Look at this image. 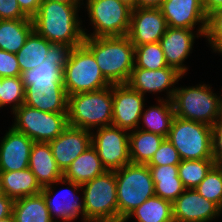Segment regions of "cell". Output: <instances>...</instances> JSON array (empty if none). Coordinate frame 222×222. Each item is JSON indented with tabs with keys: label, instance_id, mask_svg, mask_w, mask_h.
<instances>
[{
	"label": "cell",
	"instance_id": "cell-1",
	"mask_svg": "<svg viewBox=\"0 0 222 222\" xmlns=\"http://www.w3.org/2000/svg\"><path fill=\"white\" fill-rule=\"evenodd\" d=\"M81 4L42 1L32 18L34 30L52 44L71 46L83 44L85 29L80 27L78 8Z\"/></svg>",
	"mask_w": 222,
	"mask_h": 222
},
{
	"label": "cell",
	"instance_id": "cell-2",
	"mask_svg": "<svg viewBox=\"0 0 222 222\" xmlns=\"http://www.w3.org/2000/svg\"><path fill=\"white\" fill-rule=\"evenodd\" d=\"M104 78L111 84H127L134 68L135 46L127 36L84 37Z\"/></svg>",
	"mask_w": 222,
	"mask_h": 222
},
{
	"label": "cell",
	"instance_id": "cell-3",
	"mask_svg": "<svg viewBox=\"0 0 222 222\" xmlns=\"http://www.w3.org/2000/svg\"><path fill=\"white\" fill-rule=\"evenodd\" d=\"M112 85L68 96V125L91 131L112 125Z\"/></svg>",
	"mask_w": 222,
	"mask_h": 222
},
{
	"label": "cell",
	"instance_id": "cell-4",
	"mask_svg": "<svg viewBox=\"0 0 222 222\" xmlns=\"http://www.w3.org/2000/svg\"><path fill=\"white\" fill-rule=\"evenodd\" d=\"M115 176L118 222H123L133 210L155 195L154 183L147 164H126L115 170Z\"/></svg>",
	"mask_w": 222,
	"mask_h": 222
},
{
	"label": "cell",
	"instance_id": "cell-5",
	"mask_svg": "<svg viewBox=\"0 0 222 222\" xmlns=\"http://www.w3.org/2000/svg\"><path fill=\"white\" fill-rule=\"evenodd\" d=\"M84 202V222H118V202L115 171L81 185Z\"/></svg>",
	"mask_w": 222,
	"mask_h": 222
},
{
	"label": "cell",
	"instance_id": "cell-6",
	"mask_svg": "<svg viewBox=\"0 0 222 222\" xmlns=\"http://www.w3.org/2000/svg\"><path fill=\"white\" fill-rule=\"evenodd\" d=\"M62 73L68 96L111 86L101 73L93 53L84 44L71 49Z\"/></svg>",
	"mask_w": 222,
	"mask_h": 222
},
{
	"label": "cell",
	"instance_id": "cell-7",
	"mask_svg": "<svg viewBox=\"0 0 222 222\" xmlns=\"http://www.w3.org/2000/svg\"><path fill=\"white\" fill-rule=\"evenodd\" d=\"M175 116L213 126L221 115L220 97L210 86L178 87L171 99Z\"/></svg>",
	"mask_w": 222,
	"mask_h": 222
},
{
	"label": "cell",
	"instance_id": "cell-8",
	"mask_svg": "<svg viewBox=\"0 0 222 222\" xmlns=\"http://www.w3.org/2000/svg\"><path fill=\"white\" fill-rule=\"evenodd\" d=\"M166 139L181 160L213 159L212 127L207 124L175 116Z\"/></svg>",
	"mask_w": 222,
	"mask_h": 222
},
{
	"label": "cell",
	"instance_id": "cell-9",
	"mask_svg": "<svg viewBox=\"0 0 222 222\" xmlns=\"http://www.w3.org/2000/svg\"><path fill=\"white\" fill-rule=\"evenodd\" d=\"M12 112V128L34 142L49 143L69 126L67 113L43 112L25 104Z\"/></svg>",
	"mask_w": 222,
	"mask_h": 222
},
{
	"label": "cell",
	"instance_id": "cell-10",
	"mask_svg": "<svg viewBox=\"0 0 222 222\" xmlns=\"http://www.w3.org/2000/svg\"><path fill=\"white\" fill-rule=\"evenodd\" d=\"M93 28L87 37L127 36L132 9L118 0H86Z\"/></svg>",
	"mask_w": 222,
	"mask_h": 222
},
{
	"label": "cell",
	"instance_id": "cell-11",
	"mask_svg": "<svg viewBox=\"0 0 222 222\" xmlns=\"http://www.w3.org/2000/svg\"><path fill=\"white\" fill-rule=\"evenodd\" d=\"M91 143L107 171L131 163L127 130L113 125L97 128L96 133L91 132Z\"/></svg>",
	"mask_w": 222,
	"mask_h": 222
},
{
	"label": "cell",
	"instance_id": "cell-12",
	"mask_svg": "<svg viewBox=\"0 0 222 222\" xmlns=\"http://www.w3.org/2000/svg\"><path fill=\"white\" fill-rule=\"evenodd\" d=\"M112 96V125L128 132L139 128L145 97L128 84H113Z\"/></svg>",
	"mask_w": 222,
	"mask_h": 222
},
{
	"label": "cell",
	"instance_id": "cell-13",
	"mask_svg": "<svg viewBox=\"0 0 222 222\" xmlns=\"http://www.w3.org/2000/svg\"><path fill=\"white\" fill-rule=\"evenodd\" d=\"M71 49V46L52 44L40 66L21 73L24 88L29 85H63L62 72Z\"/></svg>",
	"mask_w": 222,
	"mask_h": 222
},
{
	"label": "cell",
	"instance_id": "cell-14",
	"mask_svg": "<svg viewBox=\"0 0 222 222\" xmlns=\"http://www.w3.org/2000/svg\"><path fill=\"white\" fill-rule=\"evenodd\" d=\"M167 27L160 8L133 9L127 37L134 46L160 42Z\"/></svg>",
	"mask_w": 222,
	"mask_h": 222
},
{
	"label": "cell",
	"instance_id": "cell-15",
	"mask_svg": "<svg viewBox=\"0 0 222 222\" xmlns=\"http://www.w3.org/2000/svg\"><path fill=\"white\" fill-rule=\"evenodd\" d=\"M222 214V209L195 189H186L173 203L174 222H209Z\"/></svg>",
	"mask_w": 222,
	"mask_h": 222
},
{
	"label": "cell",
	"instance_id": "cell-16",
	"mask_svg": "<svg viewBox=\"0 0 222 222\" xmlns=\"http://www.w3.org/2000/svg\"><path fill=\"white\" fill-rule=\"evenodd\" d=\"M59 183L68 184L70 189H65L59 191L57 194L53 195V186L54 184L48 185L42 188L41 194L43 195L46 206L48 208L50 217L56 221V219H62V222H71L78 218L79 215H82L84 221V202L83 196L82 199H79L78 196L74 194V191H79L81 189V184L74 183L65 178H61ZM63 193H66L65 195ZM61 194V195H60ZM61 196V200L58 199ZM66 195H68L66 197ZM68 199V200H67ZM78 200H81L80 202ZM56 216L57 218H55Z\"/></svg>",
	"mask_w": 222,
	"mask_h": 222
},
{
	"label": "cell",
	"instance_id": "cell-17",
	"mask_svg": "<svg viewBox=\"0 0 222 222\" xmlns=\"http://www.w3.org/2000/svg\"><path fill=\"white\" fill-rule=\"evenodd\" d=\"M160 10L168 27L193 29L201 23L198 33L206 32L207 14L201 0H165Z\"/></svg>",
	"mask_w": 222,
	"mask_h": 222
},
{
	"label": "cell",
	"instance_id": "cell-18",
	"mask_svg": "<svg viewBox=\"0 0 222 222\" xmlns=\"http://www.w3.org/2000/svg\"><path fill=\"white\" fill-rule=\"evenodd\" d=\"M57 166L64 173L71 163L91 145V131L68 126L49 142Z\"/></svg>",
	"mask_w": 222,
	"mask_h": 222
},
{
	"label": "cell",
	"instance_id": "cell-19",
	"mask_svg": "<svg viewBox=\"0 0 222 222\" xmlns=\"http://www.w3.org/2000/svg\"><path fill=\"white\" fill-rule=\"evenodd\" d=\"M182 77L183 75L181 73L170 66L155 71L133 68L127 84L143 96L146 92L160 93L167 89L166 99L171 100L176 90V87H173Z\"/></svg>",
	"mask_w": 222,
	"mask_h": 222
},
{
	"label": "cell",
	"instance_id": "cell-20",
	"mask_svg": "<svg viewBox=\"0 0 222 222\" xmlns=\"http://www.w3.org/2000/svg\"><path fill=\"white\" fill-rule=\"evenodd\" d=\"M194 29L167 27L160 39L164 58L168 66L175 68L183 76L187 72L184 60L190 55L195 37L204 36L205 33H193ZM199 35V36H198Z\"/></svg>",
	"mask_w": 222,
	"mask_h": 222
},
{
	"label": "cell",
	"instance_id": "cell-21",
	"mask_svg": "<svg viewBox=\"0 0 222 222\" xmlns=\"http://www.w3.org/2000/svg\"><path fill=\"white\" fill-rule=\"evenodd\" d=\"M34 141L12 127L0 142V171L29 168L30 152Z\"/></svg>",
	"mask_w": 222,
	"mask_h": 222
},
{
	"label": "cell",
	"instance_id": "cell-22",
	"mask_svg": "<svg viewBox=\"0 0 222 222\" xmlns=\"http://www.w3.org/2000/svg\"><path fill=\"white\" fill-rule=\"evenodd\" d=\"M24 104L43 112L67 113L68 95L64 85H29Z\"/></svg>",
	"mask_w": 222,
	"mask_h": 222
},
{
	"label": "cell",
	"instance_id": "cell-23",
	"mask_svg": "<svg viewBox=\"0 0 222 222\" xmlns=\"http://www.w3.org/2000/svg\"><path fill=\"white\" fill-rule=\"evenodd\" d=\"M29 168L40 186L58 184L63 172L57 166L49 143L34 142L30 152Z\"/></svg>",
	"mask_w": 222,
	"mask_h": 222
},
{
	"label": "cell",
	"instance_id": "cell-24",
	"mask_svg": "<svg viewBox=\"0 0 222 222\" xmlns=\"http://www.w3.org/2000/svg\"><path fill=\"white\" fill-rule=\"evenodd\" d=\"M148 167L156 196L173 203L186 190L178 175V165Z\"/></svg>",
	"mask_w": 222,
	"mask_h": 222
},
{
	"label": "cell",
	"instance_id": "cell-25",
	"mask_svg": "<svg viewBox=\"0 0 222 222\" xmlns=\"http://www.w3.org/2000/svg\"><path fill=\"white\" fill-rule=\"evenodd\" d=\"M2 189L13 200L41 193L42 187L30 168L16 171H0Z\"/></svg>",
	"mask_w": 222,
	"mask_h": 222
},
{
	"label": "cell",
	"instance_id": "cell-26",
	"mask_svg": "<svg viewBox=\"0 0 222 222\" xmlns=\"http://www.w3.org/2000/svg\"><path fill=\"white\" fill-rule=\"evenodd\" d=\"M106 171L96 149L91 145L65 170L63 178L82 185Z\"/></svg>",
	"mask_w": 222,
	"mask_h": 222
},
{
	"label": "cell",
	"instance_id": "cell-27",
	"mask_svg": "<svg viewBox=\"0 0 222 222\" xmlns=\"http://www.w3.org/2000/svg\"><path fill=\"white\" fill-rule=\"evenodd\" d=\"M33 30L32 19L0 20V50L16 54Z\"/></svg>",
	"mask_w": 222,
	"mask_h": 222
},
{
	"label": "cell",
	"instance_id": "cell-28",
	"mask_svg": "<svg viewBox=\"0 0 222 222\" xmlns=\"http://www.w3.org/2000/svg\"><path fill=\"white\" fill-rule=\"evenodd\" d=\"M165 137L140 130L129 132V155L131 163L148 164Z\"/></svg>",
	"mask_w": 222,
	"mask_h": 222
},
{
	"label": "cell",
	"instance_id": "cell-29",
	"mask_svg": "<svg viewBox=\"0 0 222 222\" xmlns=\"http://www.w3.org/2000/svg\"><path fill=\"white\" fill-rule=\"evenodd\" d=\"M159 105L150 106L142 112L140 119L146 125V129H140L146 132L159 134L167 138L175 113L171 100L158 99Z\"/></svg>",
	"mask_w": 222,
	"mask_h": 222
},
{
	"label": "cell",
	"instance_id": "cell-30",
	"mask_svg": "<svg viewBox=\"0 0 222 222\" xmlns=\"http://www.w3.org/2000/svg\"><path fill=\"white\" fill-rule=\"evenodd\" d=\"M51 45V42L33 30L25 44L16 53L21 73L40 66L45 61Z\"/></svg>",
	"mask_w": 222,
	"mask_h": 222
},
{
	"label": "cell",
	"instance_id": "cell-31",
	"mask_svg": "<svg viewBox=\"0 0 222 222\" xmlns=\"http://www.w3.org/2000/svg\"><path fill=\"white\" fill-rule=\"evenodd\" d=\"M12 215L15 222H54L41 193L14 200Z\"/></svg>",
	"mask_w": 222,
	"mask_h": 222
},
{
	"label": "cell",
	"instance_id": "cell-32",
	"mask_svg": "<svg viewBox=\"0 0 222 222\" xmlns=\"http://www.w3.org/2000/svg\"><path fill=\"white\" fill-rule=\"evenodd\" d=\"M131 217H134L136 222H174L172 203L154 195L133 210L123 222H127Z\"/></svg>",
	"mask_w": 222,
	"mask_h": 222
},
{
	"label": "cell",
	"instance_id": "cell-33",
	"mask_svg": "<svg viewBox=\"0 0 222 222\" xmlns=\"http://www.w3.org/2000/svg\"><path fill=\"white\" fill-rule=\"evenodd\" d=\"M214 165L213 159L181 160L178 175L186 189H194Z\"/></svg>",
	"mask_w": 222,
	"mask_h": 222
},
{
	"label": "cell",
	"instance_id": "cell-34",
	"mask_svg": "<svg viewBox=\"0 0 222 222\" xmlns=\"http://www.w3.org/2000/svg\"><path fill=\"white\" fill-rule=\"evenodd\" d=\"M134 56V68L155 71L168 66L159 42L135 46Z\"/></svg>",
	"mask_w": 222,
	"mask_h": 222
},
{
	"label": "cell",
	"instance_id": "cell-35",
	"mask_svg": "<svg viewBox=\"0 0 222 222\" xmlns=\"http://www.w3.org/2000/svg\"><path fill=\"white\" fill-rule=\"evenodd\" d=\"M194 189L222 209V165L215 164Z\"/></svg>",
	"mask_w": 222,
	"mask_h": 222
},
{
	"label": "cell",
	"instance_id": "cell-36",
	"mask_svg": "<svg viewBox=\"0 0 222 222\" xmlns=\"http://www.w3.org/2000/svg\"><path fill=\"white\" fill-rule=\"evenodd\" d=\"M25 101V88L20 76L2 78L1 87V108L7 104H13L11 109L14 111L21 107Z\"/></svg>",
	"mask_w": 222,
	"mask_h": 222
},
{
	"label": "cell",
	"instance_id": "cell-37",
	"mask_svg": "<svg viewBox=\"0 0 222 222\" xmlns=\"http://www.w3.org/2000/svg\"><path fill=\"white\" fill-rule=\"evenodd\" d=\"M181 159L173 144L166 138L160 144L148 166L179 165Z\"/></svg>",
	"mask_w": 222,
	"mask_h": 222
},
{
	"label": "cell",
	"instance_id": "cell-38",
	"mask_svg": "<svg viewBox=\"0 0 222 222\" xmlns=\"http://www.w3.org/2000/svg\"><path fill=\"white\" fill-rule=\"evenodd\" d=\"M204 37L213 49L222 40V8L207 15V25Z\"/></svg>",
	"mask_w": 222,
	"mask_h": 222
},
{
	"label": "cell",
	"instance_id": "cell-39",
	"mask_svg": "<svg viewBox=\"0 0 222 222\" xmlns=\"http://www.w3.org/2000/svg\"><path fill=\"white\" fill-rule=\"evenodd\" d=\"M21 76L16 54L0 50V77Z\"/></svg>",
	"mask_w": 222,
	"mask_h": 222
},
{
	"label": "cell",
	"instance_id": "cell-40",
	"mask_svg": "<svg viewBox=\"0 0 222 222\" xmlns=\"http://www.w3.org/2000/svg\"><path fill=\"white\" fill-rule=\"evenodd\" d=\"M212 155L216 165H222V113L212 126Z\"/></svg>",
	"mask_w": 222,
	"mask_h": 222
},
{
	"label": "cell",
	"instance_id": "cell-41",
	"mask_svg": "<svg viewBox=\"0 0 222 222\" xmlns=\"http://www.w3.org/2000/svg\"><path fill=\"white\" fill-rule=\"evenodd\" d=\"M31 19L19 7L17 0H0V20Z\"/></svg>",
	"mask_w": 222,
	"mask_h": 222
},
{
	"label": "cell",
	"instance_id": "cell-42",
	"mask_svg": "<svg viewBox=\"0 0 222 222\" xmlns=\"http://www.w3.org/2000/svg\"><path fill=\"white\" fill-rule=\"evenodd\" d=\"M22 12L28 17L33 18L38 12L42 0H17Z\"/></svg>",
	"mask_w": 222,
	"mask_h": 222
},
{
	"label": "cell",
	"instance_id": "cell-43",
	"mask_svg": "<svg viewBox=\"0 0 222 222\" xmlns=\"http://www.w3.org/2000/svg\"><path fill=\"white\" fill-rule=\"evenodd\" d=\"M14 200L7 195H0V219L12 215Z\"/></svg>",
	"mask_w": 222,
	"mask_h": 222
},
{
	"label": "cell",
	"instance_id": "cell-44",
	"mask_svg": "<svg viewBox=\"0 0 222 222\" xmlns=\"http://www.w3.org/2000/svg\"><path fill=\"white\" fill-rule=\"evenodd\" d=\"M205 13L208 15L214 10L222 8V0H201Z\"/></svg>",
	"mask_w": 222,
	"mask_h": 222
},
{
	"label": "cell",
	"instance_id": "cell-45",
	"mask_svg": "<svg viewBox=\"0 0 222 222\" xmlns=\"http://www.w3.org/2000/svg\"><path fill=\"white\" fill-rule=\"evenodd\" d=\"M165 0H136V9L160 8Z\"/></svg>",
	"mask_w": 222,
	"mask_h": 222
},
{
	"label": "cell",
	"instance_id": "cell-46",
	"mask_svg": "<svg viewBox=\"0 0 222 222\" xmlns=\"http://www.w3.org/2000/svg\"><path fill=\"white\" fill-rule=\"evenodd\" d=\"M124 4H126L128 7H130L132 10L136 9V0H118Z\"/></svg>",
	"mask_w": 222,
	"mask_h": 222
},
{
	"label": "cell",
	"instance_id": "cell-47",
	"mask_svg": "<svg viewBox=\"0 0 222 222\" xmlns=\"http://www.w3.org/2000/svg\"><path fill=\"white\" fill-rule=\"evenodd\" d=\"M42 1H55V2H62L66 4H80V0H42Z\"/></svg>",
	"mask_w": 222,
	"mask_h": 222
},
{
	"label": "cell",
	"instance_id": "cell-48",
	"mask_svg": "<svg viewBox=\"0 0 222 222\" xmlns=\"http://www.w3.org/2000/svg\"><path fill=\"white\" fill-rule=\"evenodd\" d=\"M213 51L222 55V40L213 48Z\"/></svg>",
	"mask_w": 222,
	"mask_h": 222
},
{
	"label": "cell",
	"instance_id": "cell-49",
	"mask_svg": "<svg viewBox=\"0 0 222 222\" xmlns=\"http://www.w3.org/2000/svg\"><path fill=\"white\" fill-rule=\"evenodd\" d=\"M0 222H15L13 215L0 219Z\"/></svg>",
	"mask_w": 222,
	"mask_h": 222
},
{
	"label": "cell",
	"instance_id": "cell-50",
	"mask_svg": "<svg viewBox=\"0 0 222 222\" xmlns=\"http://www.w3.org/2000/svg\"><path fill=\"white\" fill-rule=\"evenodd\" d=\"M4 192H3V189H2V178H1V175H0V195H3Z\"/></svg>",
	"mask_w": 222,
	"mask_h": 222
},
{
	"label": "cell",
	"instance_id": "cell-51",
	"mask_svg": "<svg viewBox=\"0 0 222 222\" xmlns=\"http://www.w3.org/2000/svg\"><path fill=\"white\" fill-rule=\"evenodd\" d=\"M1 87H2V77H0V108H1Z\"/></svg>",
	"mask_w": 222,
	"mask_h": 222
},
{
	"label": "cell",
	"instance_id": "cell-52",
	"mask_svg": "<svg viewBox=\"0 0 222 222\" xmlns=\"http://www.w3.org/2000/svg\"><path fill=\"white\" fill-rule=\"evenodd\" d=\"M220 97V107H221V111H222V96H219Z\"/></svg>",
	"mask_w": 222,
	"mask_h": 222
}]
</instances>
